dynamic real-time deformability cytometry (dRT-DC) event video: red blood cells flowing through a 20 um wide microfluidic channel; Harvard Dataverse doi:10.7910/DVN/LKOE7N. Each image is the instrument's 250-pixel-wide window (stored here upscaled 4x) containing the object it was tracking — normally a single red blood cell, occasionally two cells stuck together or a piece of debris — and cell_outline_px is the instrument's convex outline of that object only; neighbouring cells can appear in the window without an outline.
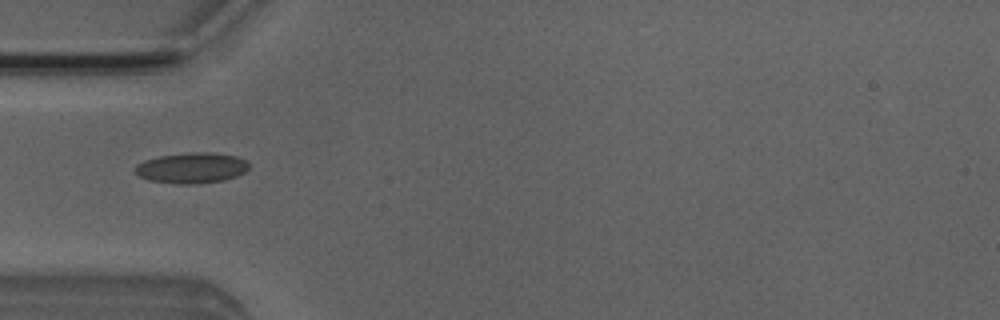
{"species": "Egyptian fruit bat (a non-hibernating species)", "species_latin": "Rousettus aegyptiacus", "temperature_condition": "room temperature", "stored_images_in_passage": 31, "camera_frame_rate_fps": 3000, "um_per_image_px": 0.085, "animal": {"sex": "male"}, "frame": {"image": 1, "passage_image": 1, "time_ms": 0.0, "image_size_px": [1000, 320], "cell_outline_px": [[248, 168], [244, 172], [236, 176], [224, 180], [200, 184], [176, 184], [148, 180], [132, 172], [136, 164], [144, 160], [160, 156], [192, 152], [212, 152], [236, 156], [244, 160], [248, 164]], "centroid_in_image_um": [16.24, 14.28], "position_along_channel_um": 68.8, "area_um2": 20.46}}
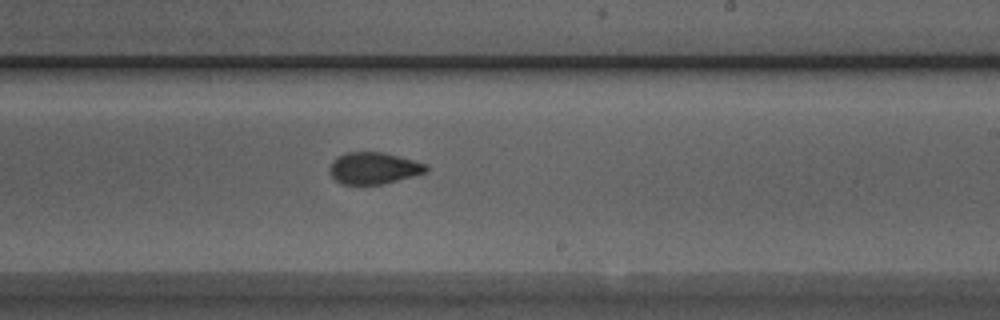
{"frame": {"image": 2, "passage_image": 15, "time_ms": 4.667, "image_size_px": [1000, 320], "cell_outline_px": [[428, 168], [424, 172], [412, 176], [384, 184], [340, 184], [332, 176], [328, 168], [332, 160], [336, 156], [344, 152], [384, 152], [428, 164]], "centroid_in_image_um": [31.72, 14.28], "position_along_channel_um": 257.3, "area_um2": 17.92}}
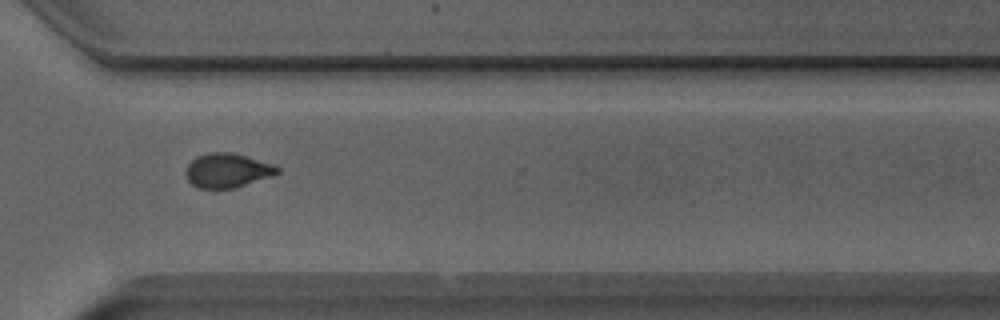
{"frame": {"image": 3, "passage_image": 22, "time_ms": 7.0, "image_size_px": [1000, 320], "cell_outline_px": [[280, 172], [272, 176], [236, 188], [196, 188], [188, 180], [184, 172], [188, 164], [196, 156], [208, 152], [232, 152], [272, 164], [280, 168]], "centroid_in_image_um": [19.3, 14.49], "position_along_channel_um": 351.3, "area_um2": 18.38}, "authors_computed_cell_mechanics": {"area_um2": 18.4382, "velocity_mm_per_s": 4.0254, "shape_relaxation_time_tau1_ms": 7.4425, "shape_relaxation_time_tau2_ms": 1.3947, "deformation_change_tau1": 0.1722, "deformation_change_tau2": 0.0656}}